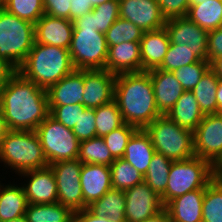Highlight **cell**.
<instances>
[{"mask_svg":"<svg viewBox=\"0 0 222 222\" xmlns=\"http://www.w3.org/2000/svg\"><path fill=\"white\" fill-rule=\"evenodd\" d=\"M0 110L9 130L36 131L49 116L46 89L14 71L0 88Z\"/></svg>","mask_w":222,"mask_h":222,"instance_id":"1","label":"cell"},{"mask_svg":"<svg viewBox=\"0 0 222 222\" xmlns=\"http://www.w3.org/2000/svg\"><path fill=\"white\" fill-rule=\"evenodd\" d=\"M114 100L124 123L145 129L160 117L148 71L116 75Z\"/></svg>","mask_w":222,"mask_h":222,"instance_id":"2","label":"cell"},{"mask_svg":"<svg viewBox=\"0 0 222 222\" xmlns=\"http://www.w3.org/2000/svg\"><path fill=\"white\" fill-rule=\"evenodd\" d=\"M74 70L69 49L34 42L17 72L47 90Z\"/></svg>","mask_w":222,"mask_h":222,"instance_id":"3","label":"cell"},{"mask_svg":"<svg viewBox=\"0 0 222 222\" xmlns=\"http://www.w3.org/2000/svg\"><path fill=\"white\" fill-rule=\"evenodd\" d=\"M0 161L18 173L49 166L36 131L10 130L0 149Z\"/></svg>","mask_w":222,"mask_h":222,"instance_id":"4","label":"cell"},{"mask_svg":"<svg viewBox=\"0 0 222 222\" xmlns=\"http://www.w3.org/2000/svg\"><path fill=\"white\" fill-rule=\"evenodd\" d=\"M35 42L34 24L10 14L0 12V59L17 71L25 61Z\"/></svg>","mask_w":222,"mask_h":222,"instance_id":"5","label":"cell"},{"mask_svg":"<svg viewBox=\"0 0 222 222\" xmlns=\"http://www.w3.org/2000/svg\"><path fill=\"white\" fill-rule=\"evenodd\" d=\"M166 191L160 196L164 207L187 192L206 188L214 179L213 166L200 157L173 161Z\"/></svg>","mask_w":222,"mask_h":222,"instance_id":"6","label":"cell"},{"mask_svg":"<svg viewBox=\"0 0 222 222\" xmlns=\"http://www.w3.org/2000/svg\"><path fill=\"white\" fill-rule=\"evenodd\" d=\"M145 131L149 134L156 153L172 161L195 156L193 132L179 126L166 115L156 118Z\"/></svg>","mask_w":222,"mask_h":222,"instance_id":"7","label":"cell"},{"mask_svg":"<svg viewBox=\"0 0 222 222\" xmlns=\"http://www.w3.org/2000/svg\"><path fill=\"white\" fill-rule=\"evenodd\" d=\"M76 70L105 69L108 45L105 34L94 28H74L69 48Z\"/></svg>","mask_w":222,"mask_h":222,"instance_id":"8","label":"cell"},{"mask_svg":"<svg viewBox=\"0 0 222 222\" xmlns=\"http://www.w3.org/2000/svg\"><path fill=\"white\" fill-rule=\"evenodd\" d=\"M36 133L48 164L77 159L80 141L72 132L50 115L37 127Z\"/></svg>","mask_w":222,"mask_h":222,"instance_id":"9","label":"cell"},{"mask_svg":"<svg viewBox=\"0 0 222 222\" xmlns=\"http://www.w3.org/2000/svg\"><path fill=\"white\" fill-rule=\"evenodd\" d=\"M82 165L78 159L58 161L49 165L56 180L58 202L73 212L84 209L80 182Z\"/></svg>","mask_w":222,"mask_h":222,"instance_id":"10","label":"cell"},{"mask_svg":"<svg viewBox=\"0 0 222 222\" xmlns=\"http://www.w3.org/2000/svg\"><path fill=\"white\" fill-rule=\"evenodd\" d=\"M195 156L214 166L222 157V114L204 115L193 131Z\"/></svg>","mask_w":222,"mask_h":222,"instance_id":"11","label":"cell"},{"mask_svg":"<svg viewBox=\"0 0 222 222\" xmlns=\"http://www.w3.org/2000/svg\"><path fill=\"white\" fill-rule=\"evenodd\" d=\"M170 44L185 45L200 60H208L207 41L209 31L202 29L187 17L168 19L164 25Z\"/></svg>","mask_w":222,"mask_h":222,"instance_id":"12","label":"cell"},{"mask_svg":"<svg viewBox=\"0 0 222 222\" xmlns=\"http://www.w3.org/2000/svg\"><path fill=\"white\" fill-rule=\"evenodd\" d=\"M164 209L161 197L145 182L125 190L126 222H142Z\"/></svg>","mask_w":222,"mask_h":222,"instance_id":"13","label":"cell"},{"mask_svg":"<svg viewBox=\"0 0 222 222\" xmlns=\"http://www.w3.org/2000/svg\"><path fill=\"white\" fill-rule=\"evenodd\" d=\"M119 17L129 20L143 32L164 27L166 19L157 0H119Z\"/></svg>","mask_w":222,"mask_h":222,"instance_id":"14","label":"cell"},{"mask_svg":"<svg viewBox=\"0 0 222 222\" xmlns=\"http://www.w3.org/2000/svg\"><path fill=\"white\" fill-rule=\"evenodd\" d=\"M116 75L106 69L83 70L84 106L97 108L114 100Z\"/></svg>","mask_w":222,"mask_h":222,"instance_id":"15","label":"cell"},{"mask_svg":"<svg viewBox=\"0 0 222 222\" xmlns=\"http://www.w3.org/2000/svg\"><path fill=\"white\" fill-rule=\"evenodd\" d=\"M35 43L69 49L74 24L71 20L44 14L35 24Z\"/></svg>","mask_w":222,"mask_h":222,"instance_id":"16","label":"cell"},{"mask_svg":"<svg viewBox=\"0 0 222 222\" xmlns=\"http://www.w3.org/2000/svg\"><path fill=\"white\" fill-rule=\"evenodd\" d=\"M20 174L21 176L31 177L28 181L29 183L23 186L28 204L58 202L56 180L49 166L43 169L25 171Z\"/></svg>","mask_w":222,"mask_h":222,"instance_id":"17","label":"cell"},{"mask_svg":"<svg viewBox=\"0 0 222 222\" xmlns=\"http://www.w3.org/2000/svg\"><path fill=\"white\" fill-rule=\"evenodd\" d=\"M84 209L112 188L110 166L83 164L80 173Z\"/></svg>","mask_w":222,"mask_h":222,"instance_id":"18","label":"cell"},{"mask_svg":"<svg viewBox=\"0 0 222 222\" xmlns=\"http://www.w3.org/2000/svg\"><path fill=\"white\" fill-rule=\"evenodd\" d=\"M148 72L153 85L157 109L161 115H166L185 90L173 72L158 68Z\"/></svg>","mask_w":222,"mask_h":222,"instance_id":"19","label":"cell"},{"mask_svg":"<svg viewBox=\"0 0 222 222\" xmlns=\"http://www.w3.org/2000/svg\"><path fill=\"white\" fill-rule=\"evenodd\" d=\"M105 69L114 75L142 71L140 42L108 46Z\"/></svg>","mask_w":222,"mask_h":222,"instance_id":"20","label":"cell"},{"mask_svg":"<svg viewBox=\"0 0 222 222\" xmlns=\"http://www.w3.org/2000/svg\"><path fill=\"white\" fill-rule=\"evenodd\" d=\"M48 106L82 104L84 106L83 70H74L47 90Z\"/></svg>","mask_w":222,"mask_h":222,"instance_id":"21","label":"cell"},{"mask_svg":"<svg viewBox=\"0 0 222 222\" xmlns=\"http://www.w3.org/2000/svg\"><path fill=\"white\" fill-rule=\"evenodd\" d=\"M169 46V36L165 27L144 32L140 40L142 71L158 68Z\"/></svg>","mask_w":222,"mask_h":222,"instance_id":"22","label":"cell"},{"mask_svg":"<svg viewBox=\"0 0 222 222\" xmlns=\"http://www.w3.org/2000/svg\"><path fill=\"white\" fill-rule=\"evenodd\" d=\"M205 188L187 192L171 200L164 208L171 222H202Z\"/></svg>","mask_w":222,"mask_h":222,"instance_id":"23","label":"cell"},{"mask_svg":"<svg viewBox=\"0 0 222 222\" xmlns=\"http://www.w3.org/2000/svg\"><path fill=\"white\" fill-rule=\"evenodd\" d=\"M155 153L149 134L145 129H137L128 140L123 159L145 176Z\"/></svg>","mask_w":222,"mask_h":222,"instance_id":"24","label":"cell"},{"mask_svg":"<svg viewBox=\"0 0 222 222\" xmlns=\"http://www.w3.org/2000/svg\"><path fill=\"white\" fill-rule=\"evenodd\" d=\"M166 116L179 126L194 131L204 117L195 95L191 91H185Z\"/></svg>","mask_w":222,"mask_h":222,"instance_id":"25","label":"cell"},{"mask_svg":"<svg viewBox=\"0 0 222 222\" xmlns=\"http://www.w3.org/2000/svg\"><path fill=\"white\" fill-rule=\"evenodd\" d=\"M87 209L97 217H107L111 222H126L125 191L111 188Z\"/></svg>","mask_w":222,"mask_h":222,"instance_id":"26","label":"cell"},{"mask_svg":"<svg viewBox=\"0 0 222 222\" xmlns=\"http://www.w3.org/2000/svg\"><path fill=\"white\" fill-rule=\"evenodd\" d=\"M2 188V189H1ZM28 206L23 186L0 184V219L10 221L25 215Z\"/></svg>","mask_w":222,"mask_h":222,"instance_id":"27","label":"cell"},{"mask_svg":"<svg viewBox=\"0 0 222 222\" xmlns=\"http://www.w3.org/2000/svg\"><path fill=\"white\" fill-rule=\"evenodd\" d=\"M186 17L207 31L222 26V0H205L190 5Z\"/></svg>","mask_w":222,"mask_h":222,"instance_id":"28","label":"cell"},{"mask_svg":"<svg viewBox=\"0 0 222 222\" xmlns=\"http://www.w3.org/2000/svg\"><path fill=\"white\" fill-rule=\"evenodd\" d=\"M219 80L214 71L209 67L202 75L198 84L191 90L204 115L218 113L216 90Z\"/></svg>","mask_w":222,"mask_h":222,"instance_id":"29","label":"cell"},{"mask_svg":"<svg viewBox=\"0 0 222 222\" xmlns=\"http://www.w3.org/2000/svg\"><path fill=\"white\" fill-rule=\"evenodd\" d=\"M24 216L27 222H74V212L59 202L28 204Z\"/></svg>","mask_w":222,"mask_h":222,"instance_id":"30","label":"cell"},{"mask_svg":"<svg viewBox=\"0 0 222 222\" xmlns=\"http://www.w3.org/2000/svg\"><path fill=\"white\" fill-rule=\"evenodd\" d=\"M77 159L82 164H99L105 166H110L115 160L103 137L97 136L80 142Z\"/></svg>","mask_w":222,"mask_h":222,"instance_id":"31","label":"cell"},{"mask_svg":"<svg viewBox=\"0 0 222 222\" xmlns=\"http://www.w3.org/2000/svg\"><path fill=\"white\" fill-rule=\"evenodd\" d=\"M172 162L164 155L155 153L144 176V182L159 196L166 191Z\"/></svg>","mask_w":222,"mask_h":222,"instance_id":"32","label":"cell"},{"mask_svg":"<svg viewBox=\"0 0 222 222\" xmlns=\"http://www.w3.org/2000/svg\"><path fill=\"white\" fill-rule=\"evenodd\" d=\"M110 172L113 189L125 191L144 182V176L123 158L114 160Z\"/></svg>","mask_w":222,"mask_h":222,"instance_id":"33","label":"cell"},{"mask_svg":"<svg viewBox=\"0 0 222 222\" xmlns=\"http://www.w3.org/2000/svg\"><path fill=\"white\" fill-rule=\"evenodd\" d=\"M202 222H222V183L217 178L205 188Z\"/></svg>","mask_w":222,"mask_h":222,"instance_id":"34","label":"cell"},{"mask_svg":"<svg viewBox=\"0 0 222 222\" xmlns=\"http://www.w3.org/2000/svg\"><path fill=\"white\" fill-rule=\"evenodd\" d=\"M94 110L97 137H104L124 124L121 112L115 100L94 108Z\"/></svg>","mask_w":222,"mask_h":222,"instance_id":"35","label":"cell"},{"mask_svg":"<svg viewBox=\"0 0 222 222\" xmlns=\"http://www.w3.org/2000/svg\"><path fill=\"white\" fill-rule=\"evenodd\" d=\"M143 31L129 20L118 18L106 31L108 46L119 45L122 42H140Z\"/></svg>","mask_w":222,"mask_h":222,"instance_id":"36","label":"cell"},{"mask_svg":"<svg viewBox=\"0 0 222 222\" xmlns=\"http://www.w3.org/2000/svg\"><path fill=\"white\" fill-rule=\"evenodd\" d=\"M5 10L33 24L45 14L43 0H6Z\"/></svg>","mask_w":222,"mask_h":222,"instance_id":"37","label":"cell"},{"mask_svg":"<svg viewBox=\"0 0 222 222\" xmlns=\"http://www.w3.org/2000/svg\"><path fill=\"white\" fill-rule=\"evenodd\" d=\"M200 61L191 48L185 45L170 44L163 62L158 69L173 72L178 68Z\"/></svg>","mask_w":222,"mask_h":222,"instance_id":"38","label":"cell"},{"mask_svg":"<svg viewBox=\"0 0 222 222\" xmlns=\"http://www.w3.org/2000/svg\"><path fill=\"white\" fill-rule=\"evenodd\" d=\"M137 130L135 126L124 123L103 137L111 155L115 158H123L128 140Z\"/></svg>","mask_w":222,"mask_h":222,"instance_id":"39","label":"cell"},{"mask_svg":"<svg viewBox=\"0 0 222 222\" xmlns=\"http://www.w3.org/2000/svg\"><path fill=\"white\" fill-rule=\"evenodd\" d=\"M209 67L210 62L208 60H200L198 62L182 66L173 71V73L184 90L191 91L198 84L202 75Z\"/></svg>","mask_w":222,"mask_h":222,"instance_id":"40","label":"cell"},{"mask_svg":"<svg viewBox=\"0 0 222 222\" xmlns=\"http://www.w3.org/2000/svg\"><path fill=\"white\" fill-rule=\"evenodd\" d=\"M96 22V30L101 33L106 31L119 18V0H110L92 9Z\"/></svg>","mask_w":222,"mask_h":222,"instance_id":"41","label":"cell"},{"mask_svg":"<svg viewBox=\"0 0 222 222\" xmlns=\"http://www.w3.org/2000/svg\"><path fill=\"white\" fill-rule=\"evenodd\" d=\"M49 115L59 123H62L65 127L73 129L80 113H83L86 109L82 104L62 105V106H48Z\"/></svg>","mask_w":222,"mask_h":222,"instance_id":"42","label":"cell"},{"mask_svg":"<svg viewBox=\"0 0 222 222\" xmlns=\"http://www.w3.org/2000/svg\"><path fill=\"white\" fill-rule=\"evenodd\" d=\"M95 120L94 108H86L83 113H80L78 123L72 129L80 142L96 137Z\"/></svg>","mask_w":222,"mask_h":222,"instance_id":"43","label":"cell"},{"mask_svg":"<svg viewBox=\"0 0 222 222\" xmlns=\"http://www.w3.org/2000/svg\"><path fill=\"white\" fill-rule=\"evenodd\" d=\"M163 17L168 19L186 17L189 10V0H157Z\"/></svg>","mask_w":222,"mask_h":222,"instance_id":"44","label":"cell"},{"mask_svg":"<svg viewBox=\"0 0 222 222\" xmlns=\"http://www.w3.org/2000/svg\"><path fill=\"white\" fill-rule=\"evenodd\" d=\"M45 14L70 20V0H43Z\"/></svg>","mask_w":222,"mask_h":222,"instance_id":"45","label":"cell"},{"mask_svg":"<svg viewBox=\"0 0 222 222\" xmlns=\"http://www.w3.org/2000/svg\"><path fill=\"white\" fill-rule=\"evenodd\" d=\"M207 53L209 62L216 57L222 56V27L209 31Z\"/></svg>","mask_w":222,"mask_h":222,"instance_id":"46","label":"cell"},{"mask_svg":"<svg viewBox=\"0 0 222 222\" xmlns=\"http://www.w3.org/2000/svg\"><path fill=\"white\" fill-rule=\"evenodd\" d=\"M70 20L73 22L75 19L92 11L93 7L89 5V0H70Z\"/></svg>","mask_w":222,"mask_h":222,"instance_id":"47","label":"cell"},{"mask_svg":"<svg viewBox=\"0 0 222 222\" xmlns=\"http://www.w3.org/2000/svg\"><path fill=\"white\" fill-rule=\"evenodd\" d=\"M74 222H111L107 217H97L87 208L74 212Z\"/></svg>","mask_w":222,"mask_h":222,"instance_id":"48","label":"cell"},{"mask_svg":"<svg viewBox=\"0 0 222 222\" xmlns=\"http://www.w3.org/2000/svg\"><path fill=\"white\" fill-rule=\"evenodd\" d=\"M74 28H83V27H89L94 28L96 30V22L94 17V11L83 15L82 17H79L73 21Z\"/></svg>","mask_w":222,"mask_h":222,"instance_id":"49","label":"cell"},{"mask_svg":"<svg viewBox=\"0 0 222 222\" xmlns=\"http://www.w3.org/2000/svg\"><path fill=\"white\" fill-rule=\"evenodd\" d=\"M14 70L3 60L0 59V88L4 85Z\"/></svg>","mask_w":222,"mask_h":222,"instance_id":"50","label":"cell"},{"mask_svg":"<svg viewBox=\"0 0 222 222\" xmlns=\"http://www.w3.org/2000/svg\"><path fill=\"white\" fill-rule=\"evenodd\" d=\"M142 222H171L167 210L164 208L161 212L154 215L153 217L147 218Z\"/></svg>","mask_w":222,"mask_h":222,"instance_id":"51","label":"cell"},{"mask_svg":"<svg viewBox=\"0 0 222 222\" xmlns=\"http://www.w3.org/2000/svg\"><path fill=\"white\" fill-rule=\"evenodd\" d=\"M210 68L215 75L222 80V56L216 57L210 62Z\"/></svg>","mask_w":222,"mask_h":222,"instance_id":"52","label":"cell"},{"mask_svg":"<svg viewBox=\"0 0 222 222\" xmlns=\"http://www.w3.org/2000/svg\"><path fill=\"white\" fill-rule=\"evenodd\" d=\"M9 128L8 125L6 123V120L4 119L3 113L0 110V149L2 147L3 144V140L4 137L7 135V133L9 132Z\"/></svg>","mask_w":222,"mask_h":222,"instance_id":"53","label":"cell"},{"mask_svg":"<svg viewBox=\"0 0 222 222\" xmlns=\"http://www.w3.org/2000/svg\"><path fill=\"white\" fill-rule=\"evenodd\" d=\"M216 100L218 103V114H222V80H219V84L216 90Z\"/></svg>","mask_w":222,"mask_h":222,"instance_id":"54","label":"cell"},{"mask_svg":"<svg viewBox=\"0 0 222 222\" xmlns=\"http://www.w3.org/2000/svg\"><path fill=\"white\" fill-rule=\"evenodd\" d=\"M214 178H216L220 173H222V157L220 160L213 166Z\"/></svg>","mask_w":222,"mask_h":222,"instance_id":"55","label":"cell"},{"mask_svg":"<svg viewBox=\"0 0 222 222\" xmlns=\"http://www.w3.org/2000/svg\"><path fill=\"white\" fill-rule=\"evenodd\" d=\"M107 1H110V0H89V5L94 8L100 4H103L104 2H107Z\"/></svg>","mask_w":222,"mask_h":222,"instance_id":"56","label":"cell"},{"mask_svg":"<svg viewBox=\"0 0 222 222\" xmlns=\"http://www.w3.org/2000/svg\"><path fill=\"white\" fill-rule=\"evenodd\" d=\"M6 222H27V220H26V217H25V216H22V217H20V218L13 219V220L6 221Z\"/></svg>","mask_w":222,"mask_h":222,"instance_id":"57","label":"cell"},{"mask_svg":"<svg viewBox=\"0 0 222 222\" xmlns=\"http://www.w3.org/2000/svg\"><path fill=\"white\" fill-rule=\"evenodd\" d=\"M6 0H0V12L5 10Z\"/></svg>","mask_w":222,"mask_h":222,"instance_id":"58","label":"cell"},{"mask_svg":"<svg viewBox=\"0 0 222 222\" xmlns=\"http://www.w3.org/2000/svg\"><path fill=\"white\" fill-rule=\"evenodd\" d=\"M200 1H205V0H189L190 5H197L200 4Z\"/></svg>","mask_w":222,"mask_h":222,"instance_id":"59","label":"cell"},{"mask_svg":"<svg viewBox=\"0 0 222 222\" xmlns=\"http://www.w3.org/2000/svg\"><path fill=\"white\" fill-rule=\"evenodd\" d=\"M216 178L222 183V173H220Z\"/></svg>","mask_w":222,"mask_h":222,"instance_id":"60","label":"cell"}]
</instances>
